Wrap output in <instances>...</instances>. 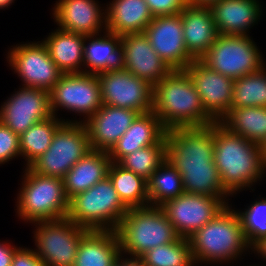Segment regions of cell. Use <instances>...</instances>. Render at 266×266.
Masks as SVG:
<instances>
[{
  "label": "cell",
  "mask_w": 266,
  "mask_h": 266,
  "mask_svg": "<svg viewBox=\"0 0 266 266\" xmlns=\"http://www.w3.org/2000/svg\"><path fill=\"white\" fill-rule=\"evenodd\" d=\"M102 105L132 109L140 114L152 111L153 86L128 70L105 71L97 74Z\"/></svg>",
  "instance_id": "8fae6325"
},
{
  "label": "cell",
  "mask_w": 266,
  "mask_h": 266,
  "mask_svg": "<svg viewBox=\"0 0 266 266\" xmlns=\"http://www.w3.org/2000/svg\"><path fill=\"white\" fill-rule=\"evenodd\" d=\"M122 266H146L139 258L122 260Z\"/></svg>",
  "instance_id": "ee69618b"
},
{
  "label": "cell",
  "mask_w": 266,
  "mask_h": 266,
  "mask_svg": "<svg viewBox=\"0 0 266 266\" xmlns=\"http://www.w3.org/2000/svg\"><path fill=\"white\" fill-rule=\"evenodd\" d=\"M214 162L223 187L230 193L249 187L266 169L261 145L214 123Z\"/></svg>",
  "instance_id": "7a4b0ae2"
},
{
  "label": "cell",
  "mask_w": 266,
  "mask_h": 266,
  "mask_svg": "<svg viewBox=\"0 0 266 266\" xmlns=\"http://www.w3.org/2000/svg\"><path fill=\"white\" fill-rule=\"evenodd\" d=\"M94 36L64 31L58 28L43 41L49 51L51 59L64 73H83L79 69L84 64V44Z\"/></svg>",
  "instance_id": "4316f807"
},
{
  "label": "cell",
  "mask_w": 266,
  "mask_h": 266,
  "mask_svg": "<svg viewBox=\"0 0 266 266\" xmlns=\"http://www.w3.org/2000/svg\"><path fill=\"white\" fill-rule=\"evenodd\" d=\"M261 58L256 44L248 35L219 34L199 60L214 71L235 80L265 66Z\"/></svg>",
  "instance_id": "9c48e42d"
},
{
  "label": "cell",
  "mask_w": 266,
  "mask_h": 266,
  "mask_svg": "<svg viewBox=\"0 0 266 266\" xmlns=\"http://www.w3.org/2000/svg\"><path fill=\"white\" fill-rule=\"evenodd\" d=\"M201 97L205 111L216 121L229 112L234 80L195 59L185 69Z\"/></svg>",
  "instance_id": "e0dca14e"
},
{
  "label": "cell",
  "mask_w": 266,
  "mask_h": 266,
  "mask_svg": "<svg viewBox=\"0 0 266 266\" xmlns=\"http://www.w3.org/2000/svg\"><path fill=\"white\" fill-rule=\"evenodd\" d=\"M245 212H237L248 244L253 246L266 237V199L255 201Z\"/></svg>",
  "instance_id": "8d00e7d4"
},
{
  "label": "cell",
  "mask_w": 266,
  "mask_h": 266,
  "mask_svg": "<svg viewBox=\"0 0 266 266\" xmlns=\"http://www.w3.org/2000/svg\"><path fill=\"white\" fill-rule=\"evenodd\" d=\"M51 116L50 93L31 87L21 88L4 102L0 110V121L19 136Z\"/></svg>",
  "instance_id": "2e32d148"
},
{
  "label": "cell",
  "mask_w": 266,
  "mask_h": 266,
  "mask_svg": "<svg viewBox=\"0 0 266 266\" xmlns=\"http://www.w3.org/2000/svg\"><path fill=\"white\" fill-rule=\"evenodd\" d=\"M11 266H46L37 256L35 250L19 248L12 259Z\"/></svg>",
  "instance_id": "ab89813d"
},
{
  "label": "cell",
  "mask_w": 266,
  "mask_h": 266,
  "mask_svg": "<svg viewBox=\"0 0 266 266\" xmlns=\"http://www.w3.org/2000/svg\"><path fill=\"white\" fill-rule=\"evenodd\" d=\"M139 259L146 266H193L195 264L189 240L184 237H179L166 245L154 247Z\"/></svg>",
  "instance_id": "836d02e7"
},
{
  "label": "cell",
  "mask_w": 266,
  "mask_h": 266,
  "mask_svg": "<svg viewBox=\"0 0 266 266\" xmlns=\"http://www.w3.org/2000/svg\"><path fill=\"white\" fill-rule=\"evenodd\" d=\"M49 93L50 108L54 116L59 106L77 113H84L89 118L102 106L97 74H63Z\"/></svg>",
  "instance_id": "4fadbf2b"
},
{
  "label": "cell",
  "mask_w": 266,
  "mask_h": 266,
  "mask_svg": "<svg viewBox=\"0 0 266 266\" xmlns=\"http://www.w3.org/2000/svg\"><path fill=\"white\" fill-rule=\"evenodd\" d=\"M13 0H0V8L8 7Z\"/></svg>",
  "instance_id": "bcb514c9"
},
{
  "label": "cell",
  "mask_w": 266,
  "mask_h": 266,
  "mask_svg": "<svg viewBox=\"0 0 266 266\" xmlns=\"http://www.w3.org/2000/svg\"><path fill=\"white\" fill-rule=\"evenodd\" d=\"M128 210L111 179L106 176L88 190L69 199L66 218L89 230L115 231Z\"/></svg>",
  "instance_id": "5b68a950"
},
{
  "label": "cell",
  "mask_w": 266,
  "mask_h": 266,
  "mask_svg": "<svg viewBox=\"0 0 266 266\" xmlns=\"http://www.w3.org/2000/svg\"><path fill=\"white\" fill-rule=\"evenodd\" d=\"M224 197L184 192L165 201L159 207L180 237L189 238L195 231L213 220L227 205Z\"/></svg>",
  "instance_id": "7c38bea8"
},
{
  "label": "cell",
  "mask_w": 266,
  "mask_h": 266,
  "mask_svg": "<svg viewBox=\"0 0 266 266\" xmlns=\"http://www.w3.org/2000/svg\"><path fill=\"white\" fill-rule=\"evenodd\" d=\"M184 192L225 197L230 195L223 187L217 167L209 169L186 170L181 174Z\"/></svg>",
  "instance_id": "d590c367"
},
{
  "label": "cell",
  "mask_w": 266,
  "mask_h": 266,
  "mask_svg": "<svg viewBox=\"0 0 266 266\" xmlns=\"http://www.w3.org/2000/svg\"><path fill=\"white\" fill-rule=\"evenodd\" d=\"M63 122L53 115L32 125L19 136L20 153L26 158L27 167L48 150L56 130Z\"/></svg>",
  "instance_id": "1f68e13d"
},
{
  "label": "cell",
  "mask_w": 266,
  "mask_h": 266,
  "mask_svg": "<svg viewBox=\"0 0 266 266\" xmlns=\"http://www.w3.org/2000/svg\"><path fill=\"white\" fill-rule=\"evenodd\" d=\"M121 257L122 256H120L119 259L112 266H122V259H120Z\"/></svg>",
  "instance_id": "7dc6e473"
},
{
  "label": "cell",
  "mask_w": 266,
  "mask_h": 266,
  "mask_svg": "<svg viewBox=\"0 0 266 266\" xmlns=\"http://www.w3.org/2000/svg\"><path fill=\"white\" fill-rule=\"evenodd\" d=\"M91 149L84 123L64 121L56 130L48 150L28 167L36 174L63 179L71 167Z\"/></svg>",
  "instance_id": "52a82bcc"
},
{
  "label": "cell",
  "mask_w": 266,
  "mask_h": 266,
  "mask_svg": "<svg viewBox=\"0 0 266 266\" xmlns=\"http://www.w3.org/2000/svg\"><path fill=\"white\" fill-rule=\"evenodd\" d=\"M115 232L120 252H127L134 258L180 237L159 206L130 208Z\"/></svg>",
  "instance_id": "277c9868"
},
{
  "label": "cell",
  "mask_w": 266,
  "mask_h": 266,
  "mask_svg": "<svg viewBox=\"0 0 266 266\" xmlns=\"http://www.w3.org/2000/svg\"><path fill=\"white\" fill-rule=\"evenodd\" d=\"M154 17L175 15L187 5L185 0H145Z\"/></svg>",
  "instance_id": "f35d334b"
},
{
  "label": "cell",
  "mask_w": 266,
  "mask_h": 266,
  "mask_svg": "<svg viewBox=\"0 0 266 266\" xmlns=\"http://www.w3.org/2000/svg\"><path fill=\"white\" fill-rule=\"evenodd\" d=\"M105 13L106 31L120 36L144 33L154 18L145 0H113Z\"/></svg>",
  "instance_id": "cb8c5ba5"
},
{
  "label": "cell",
  "mask_w": 266,
  "mask_h": 266,
  "mask_svg": "<svg viewBox=\"0 0 266 266\" xmlns=\"http://www.w3.org/2000/svg\"><path fill=\"white\" fill-rule=\"evenodd\" d=\"M110 164L111 159L108 152L90 150L63 177L66 197L70 199L103 180L108 176Z\"/></svg>",
  "instance_id": "d4e9b609"
},
{
  "label": "cell",
  "mask_w": 266,
  "mask_h": 266,
  "mask_svg": "<svg viewBox=\"0 0 266 266\" xmlns=\"http://www.w3.org/2000/svg\"><path fill=\"white\" fill-rule=\"evenodd\" d=\"M166 159L182 174L209 169L214 162V123L206 127L166 130Z\"/></svg>",
  "instance_id": "ba28073f"
},
{
  "label": "cell",
  "mask_w": 266,
  "mask_h": 266,
  "mask_svg": "<svg viewBox=\"0 0 266 266\" xmlns=\"http://www.w3.org/2000/svg\"><path fill=\"white\" fill-rule=\"evenodd\" d=\"M185 1L187 2V5L209 7L211 4L216 3L219 0H185Z\"/></svg>",
  "instance_id": "7bdbcfd3"
},
{
  "label": "cell",
  "mask_w": 266,
  "mask_h": 266,
  "mask_svg": "<svg viewBox=\"0 0 266 266\" xmlns=\"http://www.w3.org/2000/svg\"><path fill=\"white\" fill-rule=\"evenodd\" d=\"M124 69L148 81L152 86L159 83L171 69L159 57L144 33L121 36Z\"/></svg>",
  "instance_id": "ac0fdd59"
},
{
  "label": "cell",
  "mask_w": 266,
  "mask_h": 266,
  "mask_svg": "<svg viewBox=\"0 0 266 266\" xmlns=\"http://www.w3.org/2000/svg\"><path fill=\"white\" fill-rule=\"evenodd\" d=\"M184 43L194 59H200L219 35L209 7L186 5L180 12Z\"/></svg>",
  "instance_id": "ffe728a7"
},
{
  "label": "cell",
  "mask_w": 266,
  "mask_h": 266,
  "mask_svg": "<svg viewBox=\"0 0 266 266\" xmlns=\"http://www.w3.org/2000/svg\"><path fill=\"white\" fill-rule=\"evenodd\" d=\"M94 0H60L54 8V17L64 31L96 36L106 20ZM103 18V19H101Z\"/></svg>",
  "instance_id": "44dd1931"
},
{
  "label": "cell",
  "mask_w": 266,
  "mask_h": 266,
  "mask_svg": "<svg viewBox=\"0 0 266 266\" xmlns=\"http://www.w3.org/2000/svg\"><path fill=\"white\" fill-rule=\"evenodd\" d=\"M120 254L115 231L89 230L80 241L73 266H112Z\"/></svg>",
  "instance_id": "484cf974"
},
{
  "label": "cell",
  "mask_w": 266,
  "mask_h": 266,
  "mask_svg": "<svg viewBox=\"0 0 266 266\" xmlns=\"http://www.w3.org/2000/svg\"><path fill=\"white\" fill-rule=\"evenodd\" d=\"M257 0H219L209 6L220 35H245L261 15Z\"/></svg>",
  "instance_id": "7402d4cb"
},
{
  "label": "cell",
  "mask_w": 266,
  "mask_h": 266,
  "mask_svg": "<svg viewBox=\"0 0 266 266\" xmlns=\"http://www.w3.org/2000/svg\"><path fill=\"white\" fill-rule=\"evenodd\" d=\"M228 131L261 145L266 140V107L230 109L219 122Z\"/></svg>",
  "instance_id": "f1b7e54d"
},
{
  "label": "cell",
  "mask_w": 266,
  "mask_h": 266,
  "mask_svg": "<svg viewBox=\"0 0 266 266\" xmlns=\"http://www.w3.org/2000/svg\"><path fill=\"white\" fill-rule=\"evenodd\" d=\"M262 158L264 165L266 166V140L261 144Z\"/></svg>",
  "instance_id": "f6af8a7d"
},
{
  "label": "cell",
  "mask_w": 266,
  "mask_h": 266,
  "mask_svg": "<svg viewBox=\"0 0 266 266\" xmlns=\"http://www.w3.org/2000/svg\"><path fill=\"white\" fill-rule=\"evenodd\" d=\"M18 249L6 244V242L5 244L0 243V266H11L13 256Z\"/></svg>",
  "instance_id": "60d3db41"
},
{
  "label": "cell",
  "mask_w": 266,
  "mask_h": 266,
  "mask_svg": "<svg viewBox=\"0 0 266 266\" xmlns=\"http://www.w3.org/2000/svg\"><path fill=\"white\" fill-rule=\"evenodd\" d=\"M105 37L93 39L89 45L84 44V64L90 70L83 73L98 74L105 71L124 69L121 36L106 31Z\"/></svg>",
  "instance_id": "83f0119b"
},
{
  "label": "cell",
  "mask_w": 266,
  "mask_h": 266,
  "mask_svg": "<svg viewBox=\"0 0 266 266\" xmlns=\"http://www.w3.org/2000/svg\"><path fill=\"white\" fill-rule=\"evenodd\" d=\"M152 111L166 130L206 127L216 122L205 111L201 97L185 70H171L153 86Z\"/></svg>",
  "instance_id": "6da1fadb"
},
{
  "label": "cell",
  "mask_w": 266,
  "mask_h": 266,
  "mask_svg": "<svg viewBox=\"0 0 266 266\" xmlns=\"http://www.w3.org/2000/svg\"><path fill=\"white\" fill-rule=\"evenodd\" d=\"M165 160L166 140L164 137L157 145L142 147L122 157L117 163L148 181Z\"/></svg>",
  "instance_id": "e575fe53"
},
{
  "label": "cell",
  "mask_w": 266,
  "mask_h": 266,
  "mask_svg": "<svg viewBox=\"0 0 266 266\" xmlns=\"http://www.w3.org/2000/svg\"><path fill=\"white\" fill-rule=\"evenodd\" d=\"M24 176L17 204L20 218L37 224L67 217L69 199L62 179L36 174L27 166Z\"/></svg>",
  "instance_id": "8992f818"
},
{
  "label": "cell",
  "mask_w": 266,
  "mask_h": 266,
  "mask_svg": "<svg viewBox=\"0 0 266 266\" xmlns=\"http://www.w3.org/2000/svg\"><path fill=\"white\" fill-rule=\"evenodd\" d=\"M147 182L150 206L151 204L160 206L165 201L177 198L184 193L181 174L167 159Z\"/></svg>",
  "instance_id": "4dcf8cb0"
},
{
  "label": "cell",
  "mask_w": 266,
  "mask_h": 266,
  "mask_svg": "<svg viewBox=\"0 0 266 266\" xmlns=\"http://www.w3.org/2000/svg\"><path fill=\"white\" fill-rule=\"evenodd\" d=\"M252 248L255 249L257 253H260L263 258H266V237L261 238Z\"/></svg>",
  "instance_id": "b9f144b4"
},
{
  "label": "cell",
  "mask_w": 266,
  "mask_h": 266,
  "mask_svg": "<svg viewBox=\"0 0 266 266\" xmlns=\"http://www.w3.org/2000/svg\"><path fill=\"white\" fill-rule=\"evenodd\" d=\"M144 34L171 70H185L195 59L188 53L180 13L154 17Z\"/></svg>",
  "instance_id": "9a60e30c"
},
{
  "label": "cell",
  "mask_w": 266,
  "mask_h": 266,
  "mask_svg": "<svg viewBox=\"0 0 266 266\" xmlns=\"http://www.w3.org/2000/svg\"><path fill=\"white\" fill-rule=\"evenodd\" d=\"M266 67L234 80L230 109L266 107Z\"/></svg>",
  "instance_id": "d6a6232c"
},
{
  "label": "cell",
  "mask_w": 266,
  "mask_h": 266,
  "mask_svg": "<svg viewBox=\"0 0 266 266\" xmlns=\"http://www.w3.org/2000/svg\"><path fill=\"white\" fill-rule=\"evenodd\" d=\"M21 155L19 135L0 121V164Z\"/></svg>",
  "instance_id": "74e56055"
},
{
  "label": "cell",
  "mask_w": 266,
  "mask_h": 266,
  "mask_svg": "<svg viewBox=\"0 0 266 266\" xmlns=\"http://www.w3.org/2000/svg\"><path fill=\"white\" fill-rule=\"evenodd\" d=\"M108 176L122 203L128 209L150 206L148 182L143 177L125 169L117 162H111Z\"/></svg>",
  "instance_id": "f546056e"
},
{
  "label": "cell",
  "mask_w": 266,
  "mask_h": 266,
  "mask_svg": "<svg viewBox=\"0 0 266 266\" xmlns=\"http://www.w3.org/2000/svg\"><path fill=\"white\" fill-rule=\"evenodd\" d=\"M35 231V250L46 266H73L82 237L89 229L69 221L66 217L58 220L40 221Z\"/></svg>",
  "instance_id": "30bf717a"
},
{
  "label": "cell",
  "mask_w": 266,
  "mask_h": 266,
  "mask_svg": "<svg viewBox=\"0 0 266 266\" xmlns=\"http://www.w3.org/2000/svg\"><path fill=\"white\" fill-rule=\"evenodd\" d=\"M188 240L194 263L231 261L250 246L240 216L235 210L230 209L228 204Z\"/></svg>",
  "instance_id": "3957f363"
},
{
  "label": "cell",
  "mask_w": 266,
  "mask_h": 266,
  "mask_svg": "<svg viewBox=\"0 0 266 266\" xmlns=\"http://www.w3.org/2000/svg\"><path fill=\"white\" fill-rule=\"evenodd\" d=\"M165 133L166 129L153 111L139 114L108 152L111 162H118L142 147L157 145L165 137Z\"/></svg>",
  "instance_id": "603a6c76"
},
{
  "label": "cell",
  "mask_w": 266,
  "mask_h": 266,
  "mask_svg": "<svg viewBox=\"0 0 266 266\" xmlns=\"http://www.w3.org/2000/svg\"><path fill=\"white\" fill-rule=\"evenodd\" d=\"M139 114L132 109L102 105L83 122L91 149L109 152Z\"/></svg>",
  "instance_id": "d6986e66"
},
{
  "label": "cell",
  "mask_w": 266,
  "mask_h": 266,
  "mask_svg": "<svg viewBox=\"0 0 266 266\" xmlns=\"http://www.w3.org/2000/svg\"><path fill=\"white\" fill-rule=\"evenodd\" d=\"M22 44L11 49L9 63L25 83L24 87L50 92L64 74L51 59L44 42Z\"/></svg>",
  "instance_id": "5bb4252c"
}]
</instances>
